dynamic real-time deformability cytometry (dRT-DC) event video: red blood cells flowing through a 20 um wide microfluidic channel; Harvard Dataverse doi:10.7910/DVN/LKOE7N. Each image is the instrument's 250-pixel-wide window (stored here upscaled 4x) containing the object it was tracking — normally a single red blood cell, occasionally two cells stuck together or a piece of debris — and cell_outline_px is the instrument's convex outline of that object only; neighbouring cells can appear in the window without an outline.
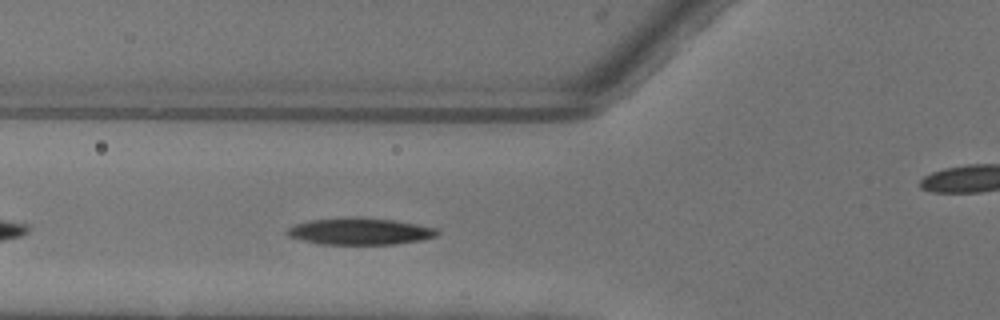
{"species": "common noctule bat (a hibernating species)", "species_latin": "Nyctalus noctula", "temperature_condition": "warm", "stored_images_in_passage": 39, "camera_frame_rate_fps": 3000, "um_per_image_px": 0.085, "animal": {"sex": "female"}, "frame": {"image": 1, "passage_image": 6, "time_ms": 1.667, "image_size_px": [1000, 320], "cell_outline_px": [[440, 232], [436, 236], [420, 240], [392, 244], [320, 244], [288, 236], [284, 232], [288, 228], [296, 224], [312, 220], [396, 220], [436, 228]], "centroid_in_image_um": [30.62, 19.71], "position_along_channel_um": 95.2, "area_um2": 22.14}, "authors_computed_cell_mechanics": {"area_um2": 23.1778, "velocity_mm_per_s": 4.0277, "shape_relaxation_time_tau1_ms": 3.061, "shape_relaxation_time_tau2_ms": 3.0939, "deformation_change_tau1": 0.1648, "deformation_change_tau2": 0.0919}}